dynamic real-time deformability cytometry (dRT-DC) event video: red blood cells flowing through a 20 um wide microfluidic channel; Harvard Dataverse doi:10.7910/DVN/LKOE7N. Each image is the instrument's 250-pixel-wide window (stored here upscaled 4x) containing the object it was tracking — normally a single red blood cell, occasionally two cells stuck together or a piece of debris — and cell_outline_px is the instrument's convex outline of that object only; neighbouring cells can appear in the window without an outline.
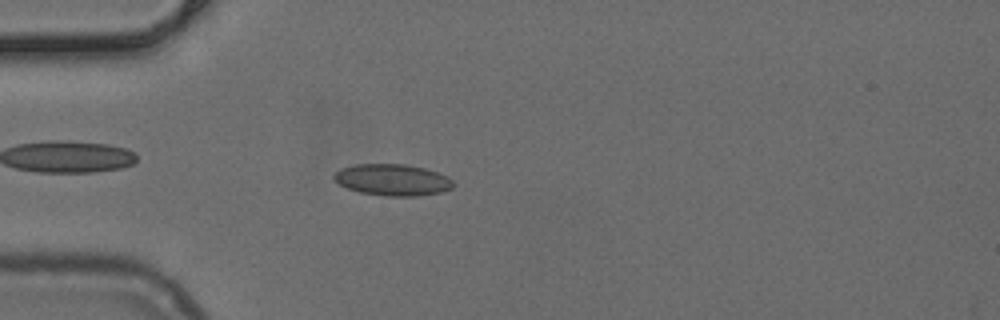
{"species": "common noctule bat (a hibernating species)", "species_latin": "Nyctalus noctula", "temperature_condition": "cold", "stored_images_in_passage": 50, "camera_frame_rate_fps": 3000, "um_per_image_px": 0.085, "animal": {"sex": "female", "body_mass_g": 24.6, "forearm_length_mm": 56.2}, "frame": {"image": 1, "passage_image": 14, "time_ms": 4.333, "image_size_px": [1000, 320], "cell_outline_px": [[456, 184], [452, 188], [444, 192], [416, 196], [384, 196], [360, 192], [348, 188], [340, 184], [332, 176], [340, 168], [356, 164], [404, 164], [424, 168], [448, 176]], "centroid_in_image_um": [33.4, 15.29], "position_along_channel_um": 51.6, "area_um2": 21.96}}
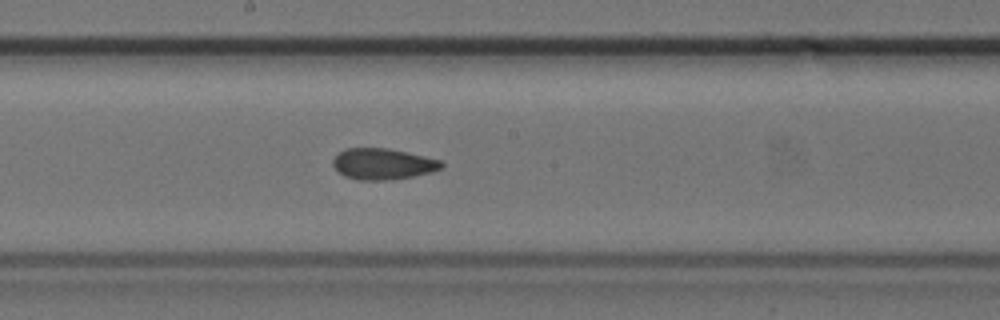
{"frame": {"image": 2, "passage_image": 27, "time_ms": 8.667, "image_size_px": [1000, 320], "cell_outline_px": [[444, 164], [440, 168], [432, 172], [392, 180], [356, 180], [344, 176], [332, 164], [332, 160], [344, 148], [388, 148], [424, 156], [440, 160]], "centroid_in_image_um": [32.52, 13.94], "position_along_channel_um": 215.7, "area_um2": 19.59}}
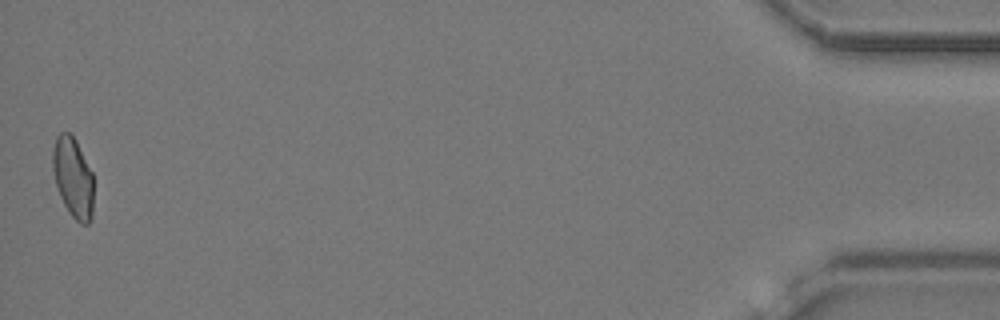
{"frame": {"image": 3, "passage_image": 50, "time_ms": 16.333, "image_size_px": [1000, 320], "cell_outline_px": [[92, 216], [88, 224], [80, 224], [68, 212], [60, 196], [56, 184], [52, 168], [52, 152], [56, 136], [60, 132], [68, 132], [76, 140], [92, 172]], "centroid_in_image_um": [6.19, 15.08], "position_along_channel_um": 429.0, "area_um2": 19.02}}